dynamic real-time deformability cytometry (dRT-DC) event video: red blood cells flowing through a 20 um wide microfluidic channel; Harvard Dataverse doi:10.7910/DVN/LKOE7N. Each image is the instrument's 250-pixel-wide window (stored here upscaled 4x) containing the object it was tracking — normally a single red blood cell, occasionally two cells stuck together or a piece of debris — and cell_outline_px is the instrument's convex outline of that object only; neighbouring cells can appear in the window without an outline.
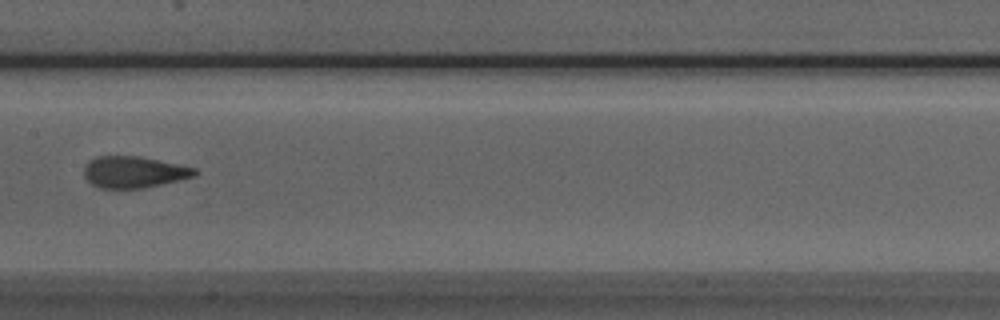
{"species": "Egyptian fruit bat (a non-hibernating species)", "species_latin": "Rousettus aegyptiacus", "temperature_condition": "room temperature", "stored_images_in_passage": 6, "camera_frame_rate_fps": 3000, "um_per_image_px": 0.085, "animal": {"sex": "male"}, "frame": {"image": 1, "passage_image": 5, "time_ms": 1.333, "image_size_px": [1000, 320], "cell_outline_px": [[200, 172], [196, 176], [180, 180], [144, 188], [100, 188], [92, 184], [84, 176], [84, 168], [88, 160], [96, 156], [140, 156], [196, 168]], "centroid_in_image_um": [11.4, 14.62], "position_along_channel_um": 196.0, "area_um2": 20.46}}
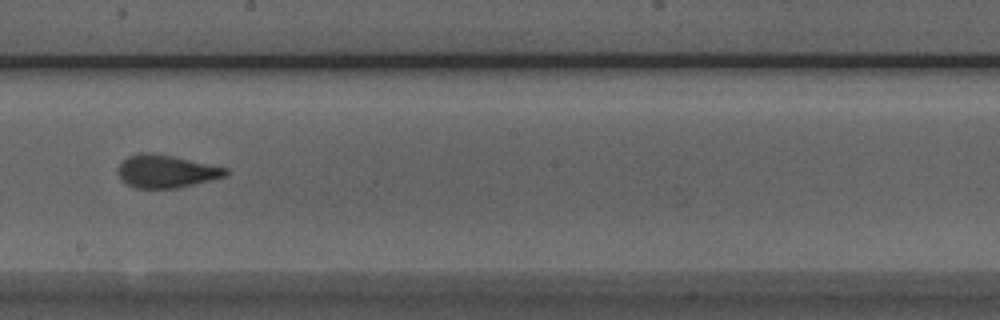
{"frame": {"image": 2, "passage_image": 6, "time_ms": 1.667, "image_size_px": [1000, 320], "cell_outline_px": [[228, 176], [212, 180], [176, 188], [136, 188], [120, 180], [116, 172], [116, 168], [120, 160], [128, 156], [140, 152], [152, 152], [172, 156], [228, 168]], "centroid_in_image_um": [14.07, 14.55], "position_along_channel_um": 234.1, "area_um2": 20.92}}